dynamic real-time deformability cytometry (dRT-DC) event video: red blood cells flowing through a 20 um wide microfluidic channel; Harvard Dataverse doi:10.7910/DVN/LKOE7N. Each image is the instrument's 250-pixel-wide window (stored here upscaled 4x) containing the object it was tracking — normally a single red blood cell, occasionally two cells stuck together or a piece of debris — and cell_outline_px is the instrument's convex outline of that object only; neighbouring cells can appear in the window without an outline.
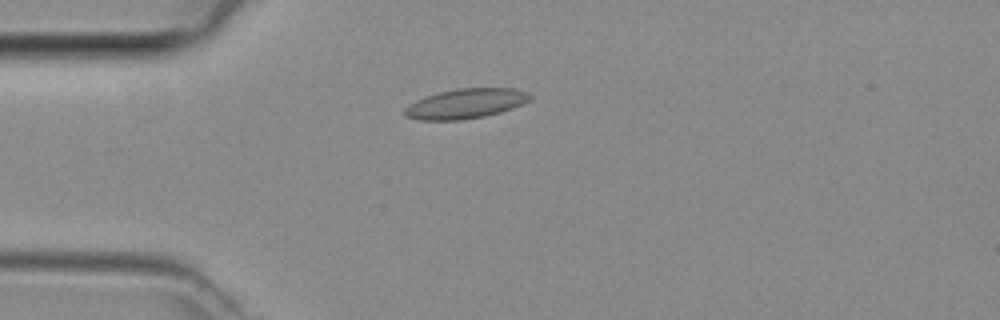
{"species": "common noctule bat (a hibernating species)", "species_latin": "Nyctalus noctula", "temperature_condition": "room temperature", "stored_images_in_passage": 40, "camera_frame_rate_fps": 3000, "um_per_image_px": 0.085, "animal": {"sex": "female", "body_mass_g": 29.2, "forearm_length_mm": 56.3}, "frame": {"image": 1, "passage_image": 6, "time_ms": 1.667, "image_size_px": [1000, 320], "cell_outline_px": [[532, 96], [528, 100], [512, 108], [500, 112], [484, 116], [460, 120], [420, 120], [408, 116], [404, 112], [404, 108], [408, 104], [424, 96], [456, 88], [516, 88], [528, 92]], "centroid_in_image_um": [39.57, 8.79], "position_along_channel_um": 45.4, "area_um2": 21.68}}
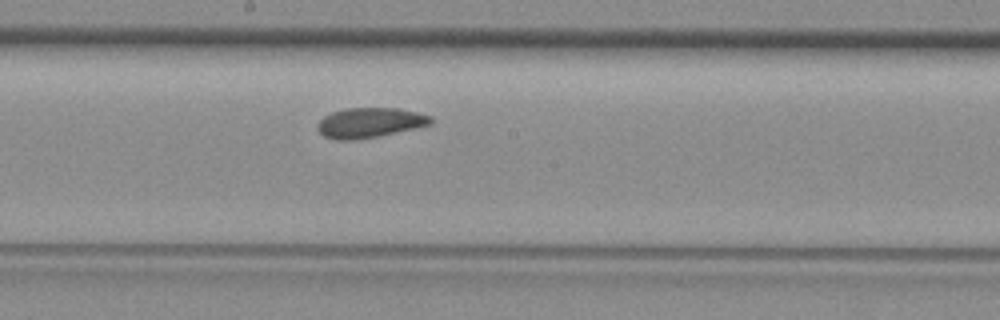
{"frame": {"image": 2, "passage_image": 19, "time_ms": 6.0, "image_size_px": [1000, 320], "cell_outline_px": [[432, 124], [376, 136], [356, 140], [336, 140], [324, 136], [316, 128], [316, 124], [324, 116], [332, 112], [344, 108], [396, 108], [416, 112], [432, 116]], "centroid_in_image_um": [31.38, 10.42], "position_along_channel_um": 216.8, "area_um2": 19.65}}
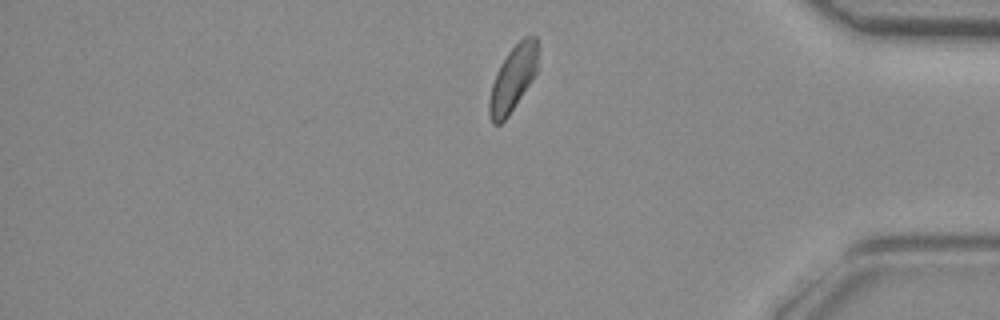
{"frame": {"image": 3, "passage_image": 33, "time_ms": 10.667, "image_size_px": [1000, 320], "cell_outline_px": [[540, 68], [508, 116], [500, 124], [492, 124], [488, 116], [488, 104], [492, 84], [496, 72], [500, 64], [508, 52], [524, 36], [536, 36], [540, 44]], "centroid_in_image_um": [43.65, 6.63], "position_along_channel_um": 391.5, "area_um2": 19.19}}